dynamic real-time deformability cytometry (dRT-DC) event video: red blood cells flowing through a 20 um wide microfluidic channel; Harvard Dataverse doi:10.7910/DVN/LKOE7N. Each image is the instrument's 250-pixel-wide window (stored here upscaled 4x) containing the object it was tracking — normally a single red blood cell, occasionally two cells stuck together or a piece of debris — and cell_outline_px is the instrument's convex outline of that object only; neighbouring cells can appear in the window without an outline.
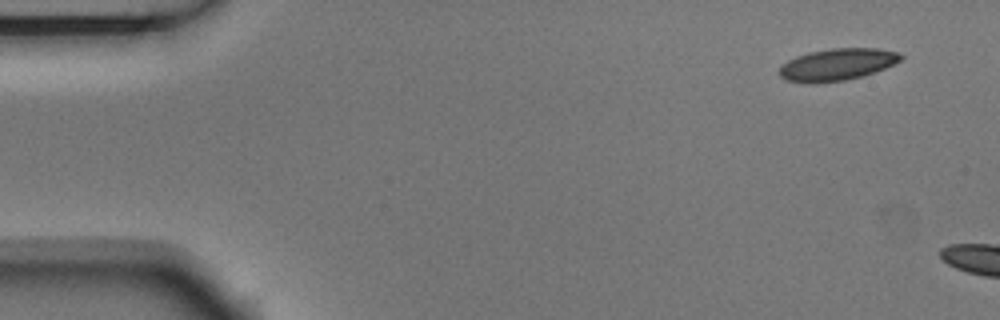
{"species": "Egyptian fruit bat (a non-hibernating species)", "species_latin": "Rousettus aegyptiacus", "temperature_condition": "room temperature", "stored_images_in_passage": 2, "camera_frame_rate_fps": 3000, "um_per_image_px": 0.085, "animal": {"sex": "male"}, "frame": {"image": 1, "passage_image": 1, "time_ms": 0.0, "image_size_px": [1000, 320], "cell_outline_px": [[904, 56], [900, 60], [884, 68], [860, 76], [844, 80], [812, 84], [788, 80], [780, 76], [776, 72], [780, 64], [796, 56], [808, 52], [832, 48], [876, 48], [900, 52]], "centroid_in_image_um": [71.09, 5.47], "position_along_channel_um": 13.9, "area_um2": 22.66}}